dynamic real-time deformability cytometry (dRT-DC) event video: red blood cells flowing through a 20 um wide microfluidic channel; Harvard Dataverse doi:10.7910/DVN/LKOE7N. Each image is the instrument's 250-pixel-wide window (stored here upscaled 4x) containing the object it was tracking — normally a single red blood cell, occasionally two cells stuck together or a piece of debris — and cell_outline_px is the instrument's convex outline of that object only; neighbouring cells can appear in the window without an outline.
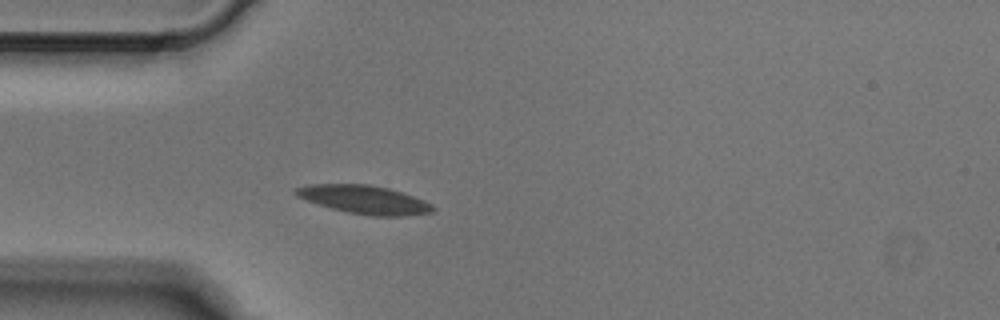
{"species": "Egyptian fruit bat (a non-hibernating species)", "species_latin": "Rousettus aegyptiacus", "temperature_condition": "cold", "stored_images_in_passage": 3, "camera_frame_rate_fps": 3000, "um_per_image_px": 0.085, "animal": {"sex": "male"}, "frame": {"image": 1, "passage_image": 3, "time_ms": 0.667, "image_size_px": [1000, 320], "cell_outline_px": [[436, 208], [432, 212], [404, 216], [372, 216], [348, 212], [332, 208], [296, 196], [292, 192], [296, 188], [308, 184], [368, 184], [388, 188], [424, 200], [432, 204]], "centroid_in_image_um": [30.97, 16.96], "position_along_channel_um": 54.0, "area_um2": 22.48}}